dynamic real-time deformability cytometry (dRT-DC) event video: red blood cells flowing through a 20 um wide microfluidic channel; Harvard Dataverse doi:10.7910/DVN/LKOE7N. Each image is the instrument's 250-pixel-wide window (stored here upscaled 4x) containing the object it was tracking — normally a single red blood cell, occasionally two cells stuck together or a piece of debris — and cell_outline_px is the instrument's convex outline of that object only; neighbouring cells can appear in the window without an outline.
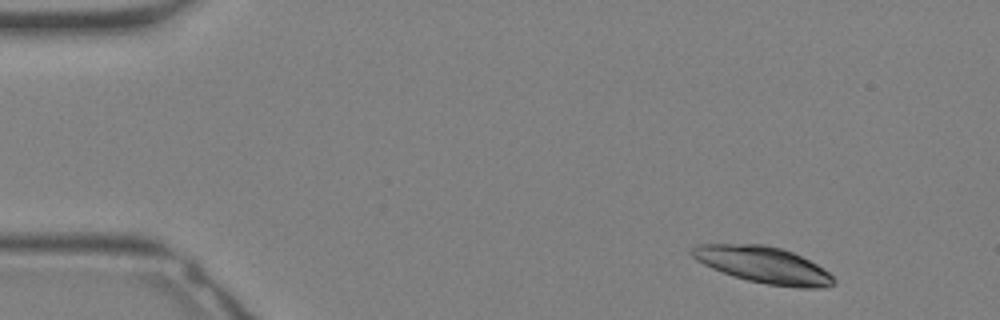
{"species": "Egyptian fruit bat (a non-hibernating species)", "species_latin": "Rousettus aegyptiacus", "temperature_condition": "warm", "stored_images_in_passage": 32, "camera_frame_rate_fps": 3000, "um_per_image_px": 0.085, "animal": {"sex": "female"}, "frame": {"image": 1, "passage_image": 2, "time_ms": 0.333, "image_size_px": [1000, 320], "cell_outline_px": [[836, 284], [824, 288], [800, 288], [768, 284], [748, 280], [732, 276], [712, 268], [696, 260], [688, 252], [696, 244], [764, 244], [780, 248], [792, 252], [816, 264], [828, 272], [836, 280]], "centroid_in_image_um": [64.87, 22.52], "position_along_channel_um": 20.1, "area_um2": 30.11}}
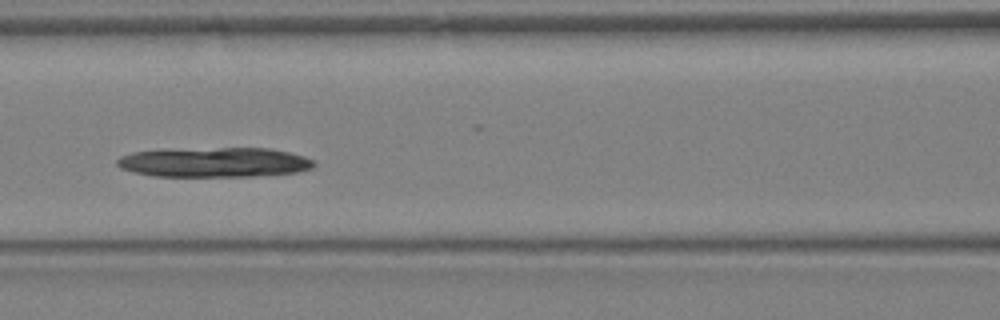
{"frame": {"image": 2, "passage_image": 13, "time_ms": 4.0, "image_size_px": [1000, 320], "cell_outline_px": [[316, 164], [312, 168], [300, 172], [252, 176], [152, 176], [120, 168], [116, 164], [116, 160], [120, 156], [132, 152], [220, 148], [268, 148], [288, 152], [304, 156], [316, 160]], "centroid_in_image_um": [18.29, 13.8], "position_along_channel_um": 148.3, "area_um2": 33.81}}
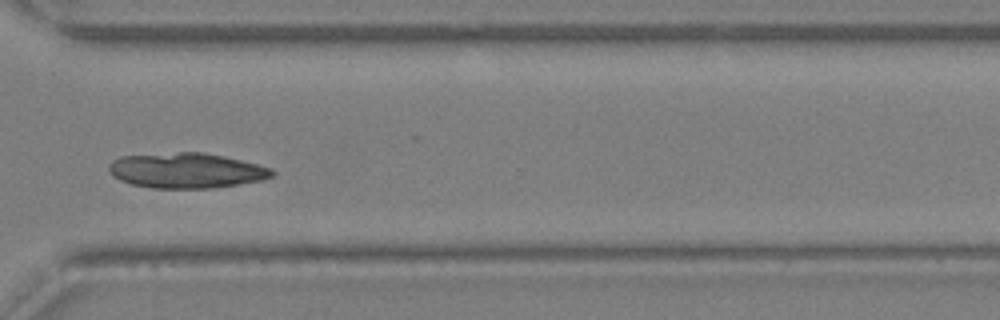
{"frame": {"image": 3, "passage_image": 23, "time_ms": 7.333, "image_size_px": [1000, 320], "cell_outline_px": [[276, 172], [272, 176], [260, 180], [212, 188], [152, 188], [132, 184], [120, 180], [112, 176], [108, 168], [108, 164], [112, 160], [120, 156], [180, 152], [204, 152], [224, 156], [272, 168]], "centroid_in_image_um": [15.8, 14.49], "position_along_channel_um": 354.8, "area_um2": 33.41}}